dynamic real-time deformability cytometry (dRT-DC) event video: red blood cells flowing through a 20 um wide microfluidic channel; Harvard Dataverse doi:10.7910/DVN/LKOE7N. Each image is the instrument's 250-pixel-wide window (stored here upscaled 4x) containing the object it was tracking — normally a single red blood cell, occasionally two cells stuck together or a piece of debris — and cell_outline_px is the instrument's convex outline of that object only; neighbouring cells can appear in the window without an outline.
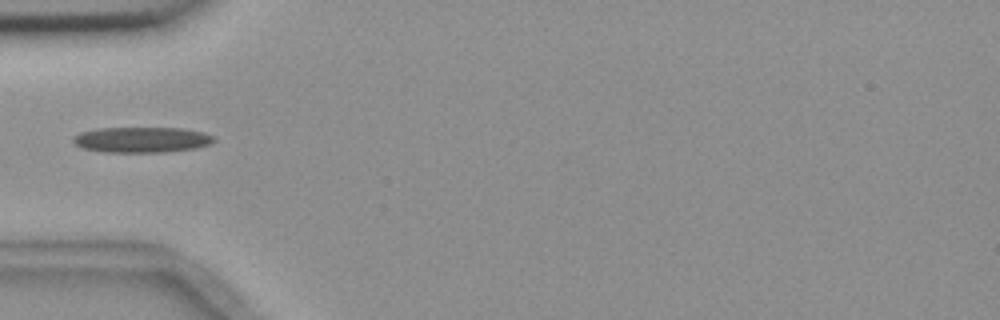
{"species": "common noctule bat (a hibernating species)", "species_latin": "Nyctalus noctula", "temperature_condition": "room temperature", "stored_images_in_passage": 1, "camera_frame_rate_fps": 3000, "um_per_image_px": 0.085, "animal": {"sex": "female", "body_mass_g": 18.4}, "frame": {"image": 1, "passage_image": 1, "time_ms": 0.0, "image_size_px": [1000, 320], "cell_outline_px": [[216, 140], [208, 144], [196, 148], [164, 152], [104, 152], [84, 148], [76, 144], [72, 140], [80, 132], [96, 128], [184, 128], [204, 132], [216, 136]], "centroid_in_image_um": [12.09, 11.87], "position_along_channel_um": 72.9, "area_um2": 20.98}}